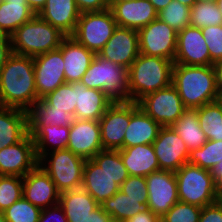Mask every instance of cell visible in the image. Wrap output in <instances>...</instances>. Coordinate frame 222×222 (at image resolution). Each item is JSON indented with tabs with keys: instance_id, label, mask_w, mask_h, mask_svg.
I'll list each match as a JSON object with an SVG mask.
<instances>
[{
	"instance_id": "6da1fadb",
	"label": "cell",
	"mask_w": 222,
	"mask_h": 222,
	"mask_svg": "<svg viewBox=\"0 0 222 222\" xmlns=\"http://www.w3.org/2000/svg\"><path fill=\"white\" fill-rule=\"evenodd\" d=\"M32 56L12 53L0 69V104L27 111L37 101Z\"/></svg>"
},
{
	"instance_id": "7a4b0ae2",
	"label": "cell",
	"mask_w": 222,
	"mask_h": 222,
	"mask_svg": "<svg viewBox=\"0 0 222 222\" xmlns=\"http://www.w3.org/2000/svg\"><path fill=\"white\" fill-rule=\"evenodd\" d=\"M172 85L187 109H196L217 100L218 91L213 65L174 64Z\"/></svg>"
},
{
	"instance_id": "3957f363",
	"label": "cell",
	"mask_w": 222,
	"mask_h": 222,
	"mask_svg": "<svg viewBox=\"0 0 222 222\" xmlns=\"http://www.w3.org/2000/svg\"><path fill=\"white\" fill-rule=\"evenodd\" d=\"M173 66L169 59L140 53L128 68L129 101L137 103L145 95L171 85Z\"/></svg>"
},
{
	"instance_id": "277c9868",
	"label": "cell",
	"mask_w": 222,
	"mask_h": 222,
	"mask_svg": "<svg viewBox=\"0 0 222 222\" xmlns=\"http://www.w3.org/2000/svg\"><path fill=\"white\" fill-rule=\"evenodd\" d=\"M65 37L36 14L10 36L11 50L17 55L34 57L59 48Z\"/></svg>"
},
{
	"instance_id": "5b68a950",
	"label": "cell",
	"mask_w": 222,
	"mask_h": 222,
	"mask_svg": "<svg viewBox=\"0 0 222 222\" xmlns=\"http://www.w3.org/2000/svg\"><path fill=\"white\" fill-rule=\"evenodd\" d=\"M88 88L101 90L112 102L129 101L128 68L95 56L80 81Z\"/></svg>"
},
{
	"instance_id": "8992f818",
	"label": "cell",
	"mask_w": 222,
	"mask_h": 222,
	"mask_svg": "<svg viewBox=\"0 0 222 222\" xmlns=\"http://www.w3.org/2000/svg\"><path fill=\"white\" fill-rule=\"evenodd\" d=\"M174 173L179 201L201 208L218 201L216 181L209 170L185 163Z\"/></svg>"
},
{
	"instance_id": "52a82bcc",
	"label": "cell",
	"mask_w": 222,
	"mask_h": 222,
	"mask_svg": "<svg viewBox=\"0 0 222 222\" xmlns=\"http://www.w3.org/2000/svg\"><path fill=\"white\" fill-rule=\"evenodd\" d=\"M86 159L68 149L55 150L42 155L38 165L51 178L60 193L79 189L83 182Z\"/></svg>"
},
{
	"instance_id": "ba28073f",
	"label": "cell",
	"mask_w": 222,
	"mask_h": 222,
	"mask_svg": "<svg viewBox=\"0 0 222 222\" xmlns=\"http://www.w3.org/2000/svg\"><path fill=\"white\" fill-rule=\"evenodd\" d=\"M116 27L117 23L110 9L85 12L80 14L71 37L97 55L112 37Z\"/></svg>"
},
{
	"instance_id": "9c48e42d",
	"label": "cell",
	"mask_w": 222,
	"mask_h": 222,
	"mask_svg": "<svg viewBox=\"0 0 222 222\" xmlns=\"http://www.w3.org/2000/svg\"><path fill=\"white\" fill-rule=\"evenodd\" d=\"M139 108L138 103L113 102L99 119L101 141L104 150L124 148V136L130 123L131 115Z\"/></svg>"
},
{
	"instance_id": "30bf717a",
	"label": "cell",
	"mask_w": 222,
	"mask_h": 222,
	"mask_svg": "<svg viewBox=\"0 0 222 222\" xmlns=\"http://www.w3.org/2000/svg\"><path fill=\"white\" fill-rule=\"evenodd\" d=\"M137 103L140 109L162 127H171L187 110L172 84L145 95Z\"/></svg>"
},
{
	"instance_id": "8fae6325",
	"label": "cell",
	"mask_w": 222,
	"mask_h": 222,
	"mask_svg": "<svg viewBox=\"0 0 222 222\" xmlns=\"http://www.w3.org/2000/svg\"><path fill=\"white\" fill-rule=\"evenodd\" d=\"M139 52L147 56L166 58L174 62L177 31L158 18L138 30Z\"/></svg>"
},
{
	"instance_id": "7c38bea8",
	"label": "cell",
	"mask_w": 222,
	"mask_h": 222,
	"mask_svg": "<svg viewBox=\"0 0 222 222\" xmlns=\"http://www.w3.org/2000/svg\"><path fill=\"white\" fill-rule=\"evenodd\" d=\"M148 190L147 208L160 218L179 201L177 179L169 170H159L145 177Z\"/></svg>"
},
{
	"instance_id": "4fadbf2b",
	"label": "cell",
	"mask_w": 222,
	"mask_h": 222,
	"mask_svg": "<svg viewBox=\"0 0 222 222\" xmlns=\"http://www.w3.org/2000/svg\"><path fill=\"white\" fill-rule=\"evenodd\" d=\"M36 91L39 99L66 83L61 46L33 57Z\"/></svg>"
},
{
	"instance_id": "5bb4252c",
	"label": "cell",
	"mask_w": 222,
	"mask_h": 222,
	"mask_svg": "<svg viewBox=\"0 0 222 222\" xmlns=\"http://www.w3.org/2000/svg\"><path fill=\"white\" fill-rule=\"evenodd\" d=\"M37 165L35 144L29 133L20 142L0 150V175L24 177Z\"/></svg>"
},
{
	"instance_id": "9a60e30c",
	"label": "cell",
	"mask_w": 222,
	"mask_h": 222,
	"mask_svg": "<svg viewBox=\"0 0 222 222\" xmlns=\"http://www.w3.org/2000/svg\"><path fill=\"white\" fill-rule=\"evenodd\" d=\"M153 149L158 159L160 170L177 171L188 163L190 151L183 139L172 127H161Z\"/></svg>"
},
{
	"instance_id": "2e32d148",
	"label": "cell",
	"mask_w": 222,
	"mask_h": 222,
	"mask_svg": "<svg viewBox=\"0 0 222 222\" xmlns=\"http://www.w3.org/2000/svg\"><path fill=\"white\" fill-rule=\"evenodd\" d=\"M139 54L138 31L120 26L114 29L112 37L98 53L101 58L126 68L131 66Z\"/></svg>"
},
{
	"instance_id": "e0dca14e",
	"label": "cell",
	"mask_w": 222,
	"mask_h": 222,
	"mask_svg": "<svg viewBox=\"0 0 222 222\" xmlns=\"http://www.w3.org/2000/svg\"><path fill=\"white\" fill-rule=\"evenodd\" d=\"M174 64L210 66L208 46L201 28L188 26L177 32V49Z\"/></svg>"
},
{
	"instance_id": "ac0fdd59",
	"label": "cell",
	"mask_w": 222,
	"mask_h": 222,
	"mask_svg": "<svg viewBox=\"0 0 222 222\" xmlns=\"http://www.w3.org/2000/svg\"><path fill=\"white\" fill-rule=\"evenodd\" d=\"M67 149L84 159H92L103 150L99 121L79 120L69 126Z\"/></svg>"
},
{
	"instance_id": "d6986e66",
	"label": "cell",
	"mask_w": 222,
	"mask_h": 222,
	"mask_svg": "<svg viewBox=\"0 0 222 222\" xmlns=\"http://www.w3.org/2000/svg\"><path fill=\"white\" fill-rule=\"evenodd\" d=\"M23 198L44 209L59 204L60 192L49 175L37 165L23 177Z\"/></svg>"
},
{
	"instance_id": "ffe728a7",
	"label": "cell",
	"mask_w": 222,
	"mask_h": 222,
	"mask_svg": "<svg viewBox=\"0 0 222 222\" xmlns=\"http://www.w3.org/2000/svg\"><path fill=\"white\" fill-rule=\"evenodd\" d=\"M117 26L140 30L157 19L158 12L148 0L109 2Z\"/></svg>"
},
{
	"instance_id": "44dd1931",
	"label": "cell",
	"mask_w": 222,
	"mask_h": 222,
	"mask_svg": "<svg viewBox=\"0 0 222 222\" xmlns=\"http://www.w3.org/2000/svg\"><path fill=\"white\" fill-rule=\"evenodd\" d=\"M64 60V77L66 83L81 81L96 54L77 42L73 37L66 36L61 43Z\"/></svg>"
},
{
	"instance_id": "7402d4cb",
	"label": "cell",
	"mask_w": 222,
	"mask_h": 222,
	"mask_svg": "<svg viewBox=\"0 0 222 222\" xmlns=\"http://www.w3.org/2000/svg\"><path fill=\"white\" fill-rule=\"evenodd\" d=\"M80 14L75 0H46L45 6L37 15L66 36H71Z\"/></svg>"
},
{
	"instance_id": "603a6c76",
	"label": "cell",
	"mask_w": 222,
	"mask_h": 222,
	"mask_svg": "<svg viewBox=\"0 0 222 222\" xmlns=\"http://www.w3.org/2000/svg\"><path fill=\"white\" fill-rule=\"evenodd\" d=\"M82 188L101 205L118 192L120 186L93 159H86L83 168Z\"/></svg>"
},
{
	"instance_id": "cb8c5ba5",
	"label": "cell",
	"mask_w": 222,
	"mask_h": 222,
	"mask_svg": "<svg viewBox=\"0 0 222 222\" xmlns=\"http://www.w3.org/2000/svg\"><path fill=\"white\" fill-rule=\"evenodd\" d=\"M112 103L103 91L76 82V119L99 121Z\"/></svg>"
},
{
	"instance_id": "d4e9b609",
	"label": "cell",
	"mask_w": 222,
	"mask_h": 222,
	"mask_svg": "<svg viewBox=\"0 0 222 222\" xmlns=\"http://www.w3.org/2000/svg\"><path fill=\"white\" fill-rule=\"evenodd\" d=\"M28 133L27 111L0 107V150L20 142Z\"/></svg>"
},
{
	"instance_id": "484cf974",
	"label": "cell",
	"mask_w": 222,
	"mask_h": 222,
	"mask_svg": "<svg viewBox=\"0 0 222 222\" xmlns=\"http://www.w3.org/2000/svg\"><path fill=\"white\" fill-rule=\"evenodd\" d=\"M119 152L130 176L146 177L160 170L153 144L122 148Z\"/></svg>"
},
{
	"instance_id": "4316f807",
	"label": "cell",
	"mask_w": 222,
	"mask_h": 222,
	"mask_svg": "<svg viewBox=\"0 0 222 222\" xmlns=\"http://www.w3.org/2000/svg\"><path fill=\"white\" fill-rule=\"evenodd\" d=\"M161 127L139 107L131 115L129 126L125 130L124 148L153 144Z\"/></svg>"
},
{
	"instance_id": "83f0119b",
	"label": "cell",
	"mask_w": 222,
	"mask_h": 222,
	"mask_svg": "<svg viewBox=\"0 0 222 222\" xmlns=\"http://www.w3.org/2000/svg\"><path fill=\"white\" fill-rule=\"evenodd\" d=\"M35 144L36 157L55 151L67 149L69 138V126H45L28 127Z\"/></svg>"
},
{
	"instance_id": "f1b7e54d",
	"label": "cell",
	"mask_w": 222,
	"mask_h": 222,
	"mask_svg": "<svg viewBox=\"0 0 222 222\" xmlns=\"http://www.w3.org/2000/svg\"><path fill=\"white\" fill-rule=\"evenodd\" d=\"M59 205L68 222H82L99 206L82 187L60 193Z\"/></svg>"
},
{
	"instance_id": "f546056e",
	"label": "cell",
	"mask_w": 222,
	"mask_h": 222,
	"mask_svg": "<svg viewBox=\"0 0 222 222\" xmlns=\"http://www.w3.org/2000/svg\"><path fill=\"white\" fill-rule=\"evenodd\" d=\"M28 127L70 126L76 121L75 114L53 109L43 98L35 101L27 110Z\"/></svg>"
},
{
	"instance_id": "4dcf8cb0",
	"label": "cell",
	"mask_w": 222,
	"mask_h": 222,
	"mask_svg": "<svg viewBox=\"0 0 222 222\" xmlns=\"http://www.w3.org/2000/svg\"><path fill=\"white\" fill-rule=\"evenodd\" d=\"M35 15L26 0H3L0 3V34L10 37Z\"/></svg>"
},
{
	"instance_id": "1f68e13d",
	"label": "cell",
	"mask_w": 222,
	"mask_h": 222,
	"mask_svg": "<svg viewBox=\"0 0 222 222\" xmlns=\"http://www.w3.org/2000/svg\"><path fill=\"white\" fill-rule=\"evenodd\" d=\"M171 127L183 139L189 151L202 147L208 141L199 125L196 109H187Z\"/></svg>"
},
{
	"instance_id": "d6a6232c",
	"label": "cell",
	"mask_w": 222,
	"mask_h": 222,
	"mask_svg": "<svg viewBox=\"0 0 222 222\" xmlns=\"http://www.w3.org/2000/svg\"><path fill=\"white\" fill-rule=\"evenodd\" d=\"M101 207L105 213L111 216L113 222H126L147 208L145 204L141 203V199L128 197L120 190L105 200Z\"/></svg>"
},
{
	"instance_id": "836d02e7",
	"label": "cell",
	"mask_w": 222,
	"mask_h": 222,
	"mask_svg": "<svg viewBox=\"0 0 222 222\" xmlns=\"http://www.w3.org/2000/svg\"><path fill=\"white\" fill-rule=\"evenodd\" d=\"M201 130L208 140L222 141V107L217 102L196 108Z\"/></svg>"
},
{
	"instance_id": "e575fe53",
	"label": "cell",
	"mask_w": 222,
	"mask_h": 222,
	"mask_svg": "<svg viewBox=\"0 0 222 222\" xmlns=\"http://www.w3.org/2000/svg\"><path fill=\"white\" fill-rule=\"evenodd\" d=\"M92 159L102 170H105L119 186H121L129 176L121 159L119 150L103 149Z\"/></svg>"
},
{
	"instance_id": "d590c367",
	"label": "cell",
	"mask_w": 222,
	"mask_h": 222,
	"mask_svg": "<svg viewBox=\"0 0 222 222\" xmlns=\"http://www.w3.org/2000/svg\"><path fill=\"white\" fill-rule=\"evenodd\" d=\"M188 163L209 171L222 164V141L208 140L202 147L191 150Z\"/></svg>"
},
{
	"instance_id": "8d00e7d4",
	"label": "cell",
	"mask_w": 222,
	"mask_h": 222,
	"mask_svg": "<svg viewBox=\"0 0 222 222\" xmlns=\"http://www.w3.org/2000/svg\"><path fill=\"white\" fill-rule=\"evenodd\" d=\"M190 26L205 28L222 25V13L216 2H196L190 10Z\"/></svg>"
},
{
	"instance_id": "74e56055",
	"label": "cell",
	"mask_w": 222,
	"mask_h": 222,
	"mask_svg": "<svg viewBox=\"0 0 222 222\" xmlns=\"http://www.w3.org/2000/svg\"><path fill=\"white\" fill-rule=\"evenodd\" d=\"M190 10L191 7L177 0H172L164 9L158 12L157 18L179 32L190 26Z\"/></svg>"
},
{
	"instance_id": "f35d334b",
	"label": "cell",
	"mask_w": 222,
	"mask_h": 222,
	"mask_svg": "<svg viewBox=\"0 0 222 222\" xmlns=\"http://www.w3.org/2000/svg\"><path fill=\"white\" fill-rule=\"evenodd\" d=\"M43 99L50 106H53V109L74 114L76 109V82L60 85L53 92L44 96Z\"/></svg>"
},
{
	"instance_id": "ab89813d",
	"label": "cell",
	"mask_w": 222,
	"mask_h": 222,
	"mask_svg": "<svg viewBox=\"0 0 222 222\" xmlns=\"http://www.w3.org/2000/svg\"><path fill=\"white\" fill-rule=\"evenodd\" d=\"M23 197V177L0 175V212Z\"/></svg>"
},
{
	"instance_id": "60d3db41",
	"label": "cell",
	"mask_w": 222,
	"mask_h": 222,
	"mask_svg": "<svg viewBox=\"0 0 222 222\" xmlns=\"http://www.w3.org/2000/svg\"><path fill=\"white\" fill-rule=\"evenodd\" d=\"M41 211V208L22 197L3 213L7 222H38Z\"/></svg>"
},
{
	"instance_id": "b9f144b4",
	"label": "cell",
	"mask_w": 222,
	"mask_h": 222,
	"mask_svg": "<svg viewBox=\"0 0 222 222\" xmlns=\"http://www.w3.org/2000/svg\"><path fill=\"white\" fill-rule=\"evenodd\" d=\"M202 208L178 201L160 218V222H199Z\"/></svg>"
},
{
	"instance_id": "7bdbcfd3",
	"label": "cell",
	"mask_w": 222,
	"mask_h": 222,
	"mask_svg": "<svg viewBox=\"0 0 222 222\" xmlns=\"http://www.w3.org/2000/svg\"><path fill=\"white\" fill-rule=\"evenodd\" d=\"M213 63L222 61V25L201 28Z\"/></svg>"
},
{
	"instance_id": "ee69618b",
	"label": "cell",
	"mask_w": 222,
	"mask_h": 222,
	"mask_svg": "<svg viewBox=\"0 0 222 222\" xmlns=\"http://www.w3.org/2000/svg\"><path fill=\"white\" fill-rule=\"evenodd\" d=\"M145 177L128 176L120 186V191L133 199H141V203L147 206L148 190Z\"/></svg>"
},
{
	"instance_id": "f6af8a7d",
	"label": "cell",
	"mask_w": 222,
	"mask_h": 222,
	"mask_svg": "<svg viewBox=\"0 0 222 222\" xmlns=\"http://www.w3.org/2000/svg\"><path fill=\"white\" fill-rule=\"evenodd\" d=\"M199 222H222V201H216L202 208Z\"/></svg>"
},
{
	"instance_id": "bcb514c9",
	"label": "cell",
	"mask_w": 222,
	"mask_h": 222,
	"mask_svg": "<svg viewBox=\"0 0 222 222\" xmlns=\"http://www.w3.org/2000/svg\"><path fill=\"white\" fill-rule=\"evenodd\" d=\"M38 222H68L62 207L57 204L41 211Z\"/></svg>"
},
{
	"instance_id": "7dc6e473",
	"label": "cell",
	"mask_w": 222,
	"mask_h": 222,
	"mask_svg": "<svg viewBox=\"0 0 222 222\" xmlns=\"http://www.w3.org/2000/svg\"><path fill=\"white\" fill-rule=\"evenodd\" d=\"M80 13L99 12L109 9V0H75Z\"/></svg>"
},
{
	"instance_id": "c3c4849f",
	"label": "cell",
	"mask_w": 222,
	"mask_h": 222,
	"mask_svg": "<svg viewBox=\"0 0 222 222\" xmlns=\"http://www.w3.org/2000/svg\"><path fill=\"white\" fill-rule=\"evenodd\" d=\"M11 54L12 50L10 37L0 34V69Z\"/></svg>"
},
{
	"instance_id": "681fc988",
	"label": "cell",
	"mask_w": 222,
	"mask_h": 222,
	"mask_svg": "<svg viewBox=\"0 0 222 222\" xmlns=\"http://www.w3.org/2000/svg\"><path fill=\"white\" fill-rule=\"evenodd\" d=\"M126 222H160V217L146 208L128 219Z\"/></svg>"
},
{
	"instance_id": "f907efd6",
	"label": "cell",
	"mask_w": 222,
	"mask_h": 222,
	"mask_svg": "<svg viewBox=\"0 0 222 222\" xmlns=\"http://www.w3.org/2000/svg\"><path fill=\"white\" fill-rule=\"evenodd\" d=\"M82 222H113L111 216L105 213L99 205L87 218H85Z\"/></svg>"
},
{
	"instance_id": "816d5d0a",
	"label": "cell",
	"mask_w": 222,
	"mask_h": 222,
	"mask_svg": "<svg viewBox=\"0 0 222 222\" xmlns=\"http://www.w3.org/2000/svg\"><path fill=\"white\" fill-rule=\"evenodd\" d=\"M210 173L214 176L216 181L217 197L219 201H222V164H216Z\"/></svg>"
},
{
	"instance_id": "f5cc1de1",
	"label": "cell",
	"mask_w": 222,
	"mask_h": 222,
	"mask_svg": "<svg viewBox=\"0 0 222 222\" xmlns=\"http://www.w3.org/2000/svg\"><path fill=\"white\" fill-rule=\"evenodd\" d=\"M217 91H222V61L213 64Z\"/></svg>"
},
{
	"instance_id": "db71d44e",
	"label": "cell",
	"mask_w": 222,
	"mask_h": 222,
	"mask_svg": "<svg viewBox=\"0 0 222 222\" xmlns=\"http://www.w3.org/2000/svg\"><path fill=\"white\" fill-rule=\"evenodd\" d=\"M26 2L34 13L38 14L45 6L46 0H26Z\"/></svg>"
},
{
	"instance_id": "11a10c76",
	"label": "cell",
	"mask_w": 222,
	"mask_h": 222,
	"mask_svg": "<svg viewBox=\"0 0 222 222\" xmlns=\"http://www.w3.org/2000/svg\"><path fill=\"white\" fill-rule=\"evenodd\" d=\"M157 12L164 9L172 0H148Z\"/></svg>"
},
{
	"instance_id": "9f6ffc18",
	"label": "cell",
	"mask_w": 222,
	"mask_h": 222,
	"mask_svg": "<svg viewBox=\"0 0 222 222\" xmlns=\"http://www.w3.org/2000/svg\"><path fill=\"white\" fill-rule=\"evenodd\" d=\"M177 1L188 7H192L197 2V0H177Z\"/></svg>"
},
{
	"instance_id": "6f0895ef",
	"label": "cell",
	"mask_w": 222,
	"mask_h": 222,
	"mask_svg": "<svg viewBox=\"0 0 222 222\" xmlns=\"http://www.w3.org/2000/svg\"><path fill=\"white\" fill-rule=\"evenodd\" d=\"M222 107V91L218 92L217 100H216Z\"/></svg>"
},
{
	"instance_id": "680465c9",
	"label": "cell",
	"mask_w": 222,
	"mask_h": 222,
	"mask_svg": "<svg viewBox=\"0 0 222 222\" xmlns=\"http://www.w3.org/2000/svg\"><path fill=\"white\" fill-rule=\"evenodd\" d=\"M218 8L220 9L221 13H222V0H217L216 1Z\"/></svg>"
},
{
	"instance_id": "91938a15",
	"label": "cell",
	"mask_w": 222,
	"mask_h": 222,
	"mask_svg": "<svg viewBox=\"0 0 222 222\" xmlns=\"http://www.w3.org/2000/svg\"><path fill=\"white\" fill-rule=\"evenodd\" d=\"M0 222H7L3 212H0Z\"/></svg>"
},
{
	"instance_id": "94428289",
	"label": "cell",
	"mask_w": 222,
	"mask_h": 222,
	"mask_svg": "<svg viewBox=\"0 0 222 222\" xmlns=\"http://www.w3.org/2000/svg\"><path fill=\"white\" fill-rule=\"evenodd\" d=\"M217 0H197V2H216Z\"/></svg>"
},
{
	"instance_id": "6125c7cd",
	"label": "cell",
	"mask_w": 222,
	"mask_h": 222,
	"mask_svg": "<svg viewBox=\"0 0 222 222\" xmlns=\"http://www.w3.org/2000/svg\"><path fill=\"white\" fill-rule=\"evenodd\" d=\"M124 1H132V0H109V2H124Z\"/></svg>"
}]
</instances>
